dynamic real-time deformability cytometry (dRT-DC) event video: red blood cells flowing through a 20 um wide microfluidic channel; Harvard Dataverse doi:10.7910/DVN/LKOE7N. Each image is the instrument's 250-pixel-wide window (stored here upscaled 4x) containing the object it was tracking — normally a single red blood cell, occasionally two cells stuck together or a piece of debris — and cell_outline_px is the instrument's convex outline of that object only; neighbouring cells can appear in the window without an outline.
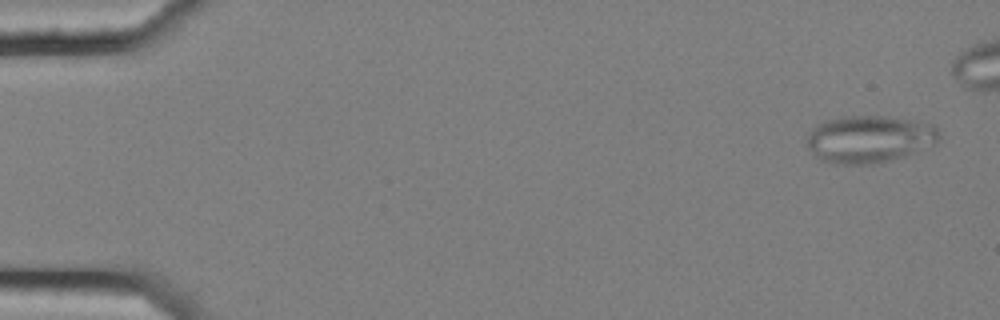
{"species": "common noctule bat (a hibernating species)", "species_latin": "Nyctalus noctula", "temperature_condition": "cold", "stored_images_in_passage": 4, "camera_frame_rate_fps": 3000, "um_per_image_px": 0.085, "animal": {"sex": "female", "body_mass_g": 25.1}, "frame": {"image": 1, "passage_image": 2, "time_ms": 0.333, "image_size_px": [1000, 320], "cell_outline_px": [[940, 136], [936, 144], [904, 156], [872, 164], [844, 164], [820, 160], [808, 148], [808, 136], [812, 128], [816, 124], [828, 120], [844, 116], [884, 116], [916, 120], [932, 124], [936, 128]], "centroid_in_image_um": [73.91, 11.81], "position_along_channel_um": 11.1, "area_um2": 36.3}}